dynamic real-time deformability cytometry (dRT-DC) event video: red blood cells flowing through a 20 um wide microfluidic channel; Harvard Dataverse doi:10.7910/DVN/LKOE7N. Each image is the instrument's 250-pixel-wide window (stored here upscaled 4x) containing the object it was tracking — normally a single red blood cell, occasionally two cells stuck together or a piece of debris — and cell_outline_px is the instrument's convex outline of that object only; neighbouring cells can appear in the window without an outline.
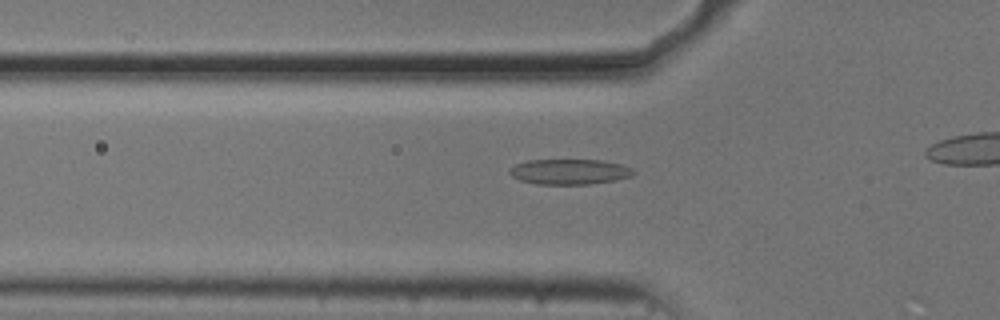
{"species": "common noctule bat (a hibernating species)", "species_latin": "Nyctalus noctula", "temperature_condition": "cold", "stored_images_in_passage": 25, "camera_frame_rate_fps": 3000, "um_per_image_px": 0.085, "animal": {"sex": "male", "body_mass_g": 20.5, "forearm_length_mm": 52.5}, "frame": {"image": 1, "passage_image": 14, "time_ms": 4.333, "image_size_px": [1000, 320], "cell_outline_px": [[636, 172], [632, 176], [616, 180], [588, 184], [536, 184], [520, 180], [512, 176], [508, 172], [516, 164], [528, 160], [604, 160], [620, 164], [632, 168]], "centroid_in_image_um": [48.44, 14.59], "position_along_channel_um": 77.4, "area_um2": 18.26}}
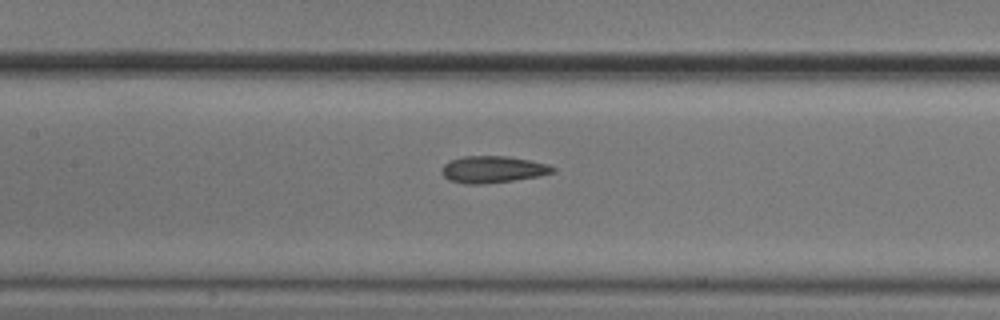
{"frame": {"image": 2, "passage_image": 21, "time_ms": 6.667, "image_size_px": [1000, 320], "cell_outline_px": [[556, 172], [540, 176], [512, 180], [480, 184], [464, 184], [448, 180], [440, 172], [440, 168], [444, 164], [452, 160], [464, 156], [508, 156], [548, 164], [556, 168]], "centroid_in_image_um": [41.88, 14.4], "position_along_channel_um": 165.5, "area_um2": 17.4}}
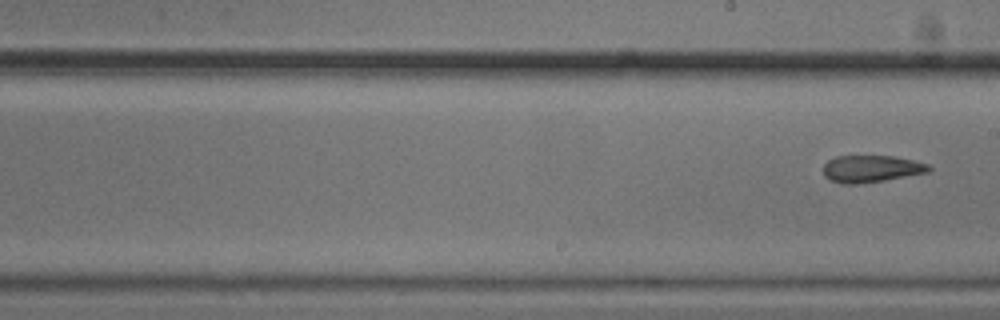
{"frame": {"image": 3, "passage_image": 25, "time_ms": 8.0, "image_size_px": [1000, 320], "cell_outline_px": [[932, 168], [928, 172], [884, 180], [856, 184], [840, 184], [828, 180], [824, 176], [824, 164], [828, 160], [836, 156], [892, 156], [912, 160], [928, 164]], "centroid_in_image_um": [74.01, 14.35], "position_along_channel_um": 215.0, "area_um2": 16.59}}